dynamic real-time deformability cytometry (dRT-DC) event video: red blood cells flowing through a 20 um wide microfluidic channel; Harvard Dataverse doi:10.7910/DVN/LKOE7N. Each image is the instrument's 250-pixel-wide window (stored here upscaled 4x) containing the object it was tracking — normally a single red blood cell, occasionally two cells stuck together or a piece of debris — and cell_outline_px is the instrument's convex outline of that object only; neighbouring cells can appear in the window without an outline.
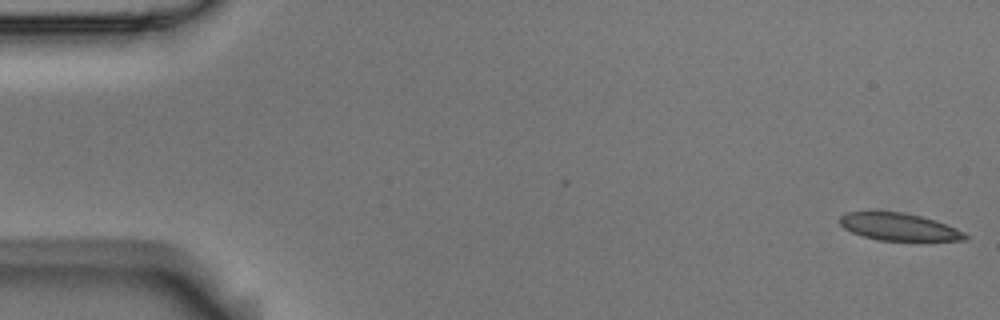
{"species": "Egyptian fruit bat (a non-hibernating species)", "species_latin": "Rousettus aegyptiacus", "temperature_condition": "room temperature", "stored_images_in_passage": 57, "camera_frame_rate_fps": 3000, "um_per_image_px": 0.085, "animal": {"sex": "male"}, "frame": {"image": 1, "passage_image": 1, "time_ms": 0.0, "image_size_px": [1000, 320], "cell_outline_px": [[968, 236], [964, 240], [880, 240], [864, 236], [852, 232], [844, 228], [840, 224], [840, 216], [844, 212], [900, 212], [920, 216], [936, 220], [956, 228], [964, 232]], "centroid_in_image_um": [76.4, 19.28], "position_along_channel_um": 8.6, "area_um2": 19.65}}
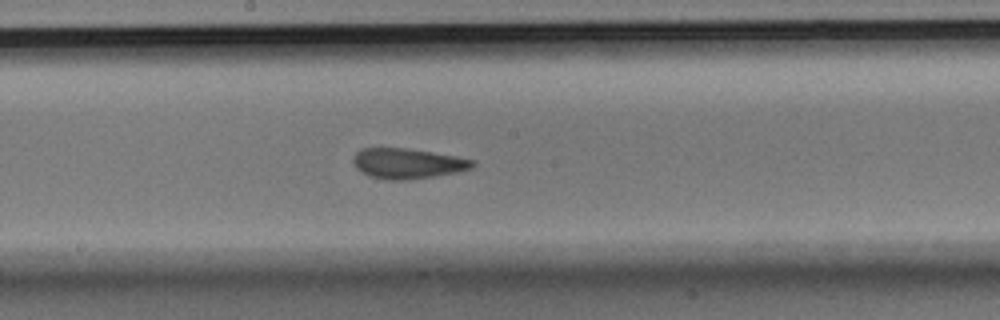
{"frame": {"image": 2, "passage_image": 30, "time_ms": 9.667, "image_size_px": [1000, 320], "cell_outline_px": [[476, 164], [472, 168], [456, 172], [436, 176], [404, 180], [388, 180], [368, 176], [360, 172], [356, 168], [352, 160], [356, 152], [360, 148], [404, 148], [432, 152], [456, 156], [476, 160]], "centroid_in_image_um": [34.63, 13.9], "position_along_channel_um": 213.6, "area_um2": 21.21}}
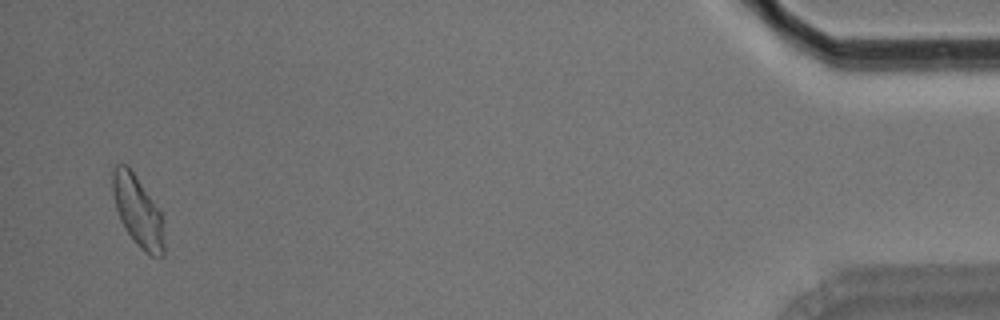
{"frame": {"image": 3, "passage_image": 55, "time_ms": 18.0, "image_size_px": [1000, 320], "cell_outline_px": [[164, 256], [152, 256], [144, 252], [136, 244], [120, 220], [116, 208], [112, 192], [112, 172], [116, 164], [128, 164], [160, 212], [164, 244]], "centroid_in_image_um": [11.68, 17.94], "position_along_channel_um": 423.5, "area_um2": 20.87}, "authors_computed_cell_mechanics": {"area_um2": 21.0392, "velocity_mm_per_s": 3.5104, "shape_relaxation_time_tau1_ms": null, "shape_relaxation_time_tau2_ms": 1.3854, "deformation_change_tau1": null, "deformation_change_tau2": 0.0897}}